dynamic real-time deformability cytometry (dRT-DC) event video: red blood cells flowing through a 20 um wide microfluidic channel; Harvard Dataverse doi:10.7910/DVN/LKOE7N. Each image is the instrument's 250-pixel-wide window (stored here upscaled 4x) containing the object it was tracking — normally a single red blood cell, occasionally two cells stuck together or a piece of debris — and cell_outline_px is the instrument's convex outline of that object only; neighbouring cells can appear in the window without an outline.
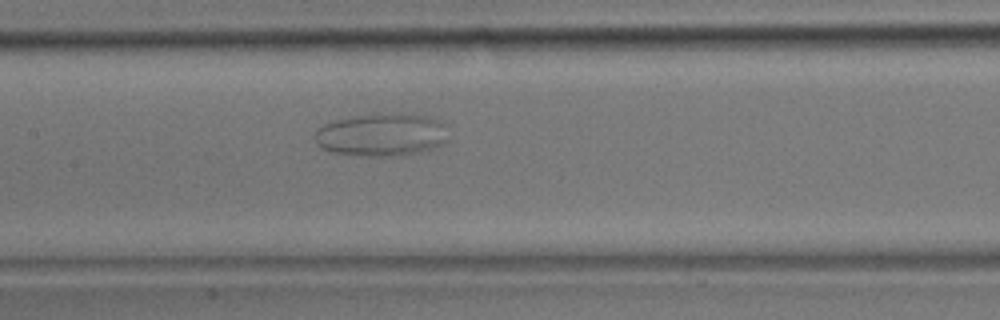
{"species": "common noctule bat (a hibernating species)", "species_latin": "Nyctalus noctula", "temperature_condition": "room temperature", "stored_images_in_passage": 47, "camera_frame_rate_fps": 3000, "um_per_image_px": 0.085, "animal": {"sex": "male", "body_mass_g": 17.9}, "frame": {"image": 1, "passage_image": 20, "time_ms": 6.333, "image_size_px": [1000, 320], "cell_outline_px": [[448, 140], [432, 148], [420, 152], [400, 156], [368, 156], [332, 152], [320, 148], [316, 144], [312, 136], [316, 128], [324, 124], [336, 120], [352, 116], [376, 112], [408, 112], [428, 116], [436, 120], [440, 124]], "centroid_in_image_um": [32.35, 11.43], "position_along_channel_um": 175.1, "area_um2": 33.87}}
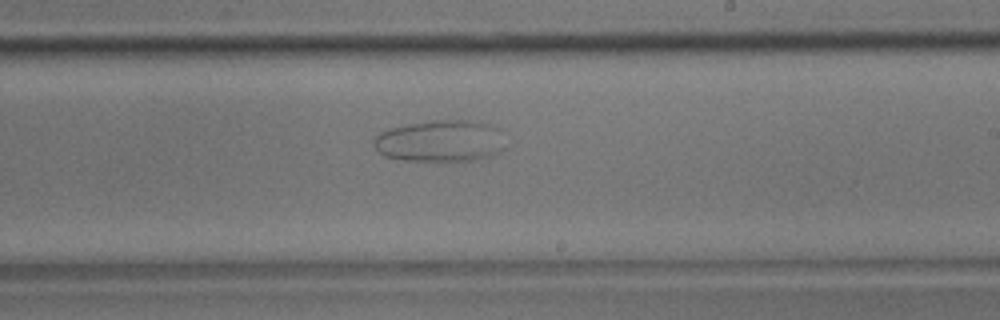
{"frame": {"image": 2, "passage_image": 26, "time_ms": 8.333, "image_size_px": [1000, 320], "cell_outline_px": [[500, 152], [488, 156], [472, 160], [400, 160], [384, 156], [372, 144], [372, 140], [380, 132], [388, 128], [408, 124], [432, 120], [472, 120], [488, 124], [500, 128]], "centroid_in_image_um": [37.35, 11.96], "position_along_channel_um": 251.7, "area_um2": 31.67}}